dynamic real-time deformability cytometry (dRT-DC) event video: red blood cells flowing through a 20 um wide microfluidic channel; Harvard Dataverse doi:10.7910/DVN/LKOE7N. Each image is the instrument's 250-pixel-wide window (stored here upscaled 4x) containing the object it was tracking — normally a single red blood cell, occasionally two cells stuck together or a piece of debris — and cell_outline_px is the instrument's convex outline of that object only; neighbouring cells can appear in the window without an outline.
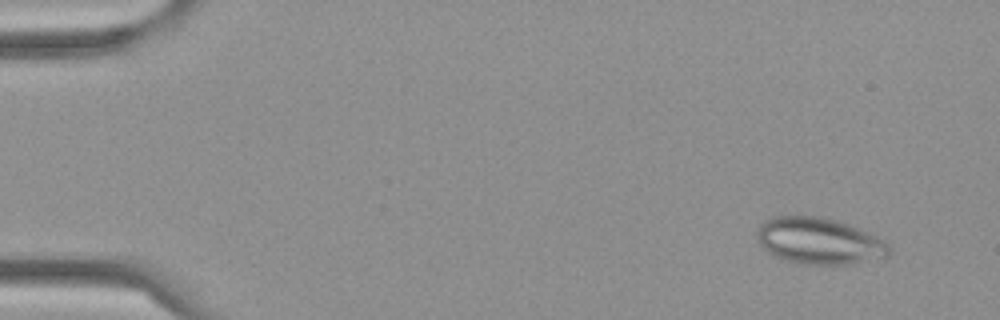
{"species": "Egyptian fruit bat (a non-hibernating species)", "species_latin": "Rousettus aegyptiacus", "temperature_condition": "cold", "stored_images_in_passage": 57, "camera_frame_rate_fps": 3000, "um_per_image_px": 0.085, "frame": {"image": 1, "passage_image": 4, "time_ms": 1.0, "image_size_px": [1000, 320], "cell_outline_px": [[888, 256], [848, 264], [808, 264], [784, 260], [768, 252], [760, 244], [756, 236], [756, 232], [760, 224], [772, 216], [816, 216], [836, 220], [876, 236], [888, 244]], "centroid_in_image_um": [69.56, 20.47], "position_along_channel_um": 15.4, "area_um2": 35.2}}
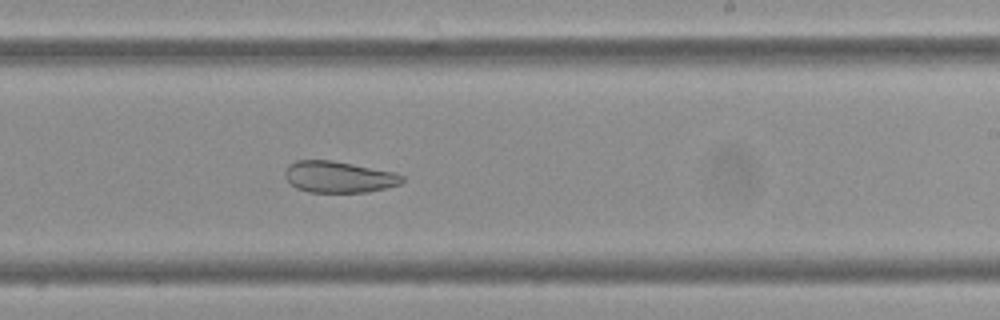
{"frame": {"image": 2, "passage_image": 35, "time_ms": 11.333, "image_size_px": [1000, 320], "cell_outline_px": [[404, 180], [400, 184], [368, 192], [308, 192], [296, 188], [284, 176], [284, 172], [288, 164], [296, 160], [332, 160], [396, 172], [404, 176]], "centroid_in_image_um": [28.79, 15.03], "position_along_channel_um": 260.2, "area_um2": 21.56}}
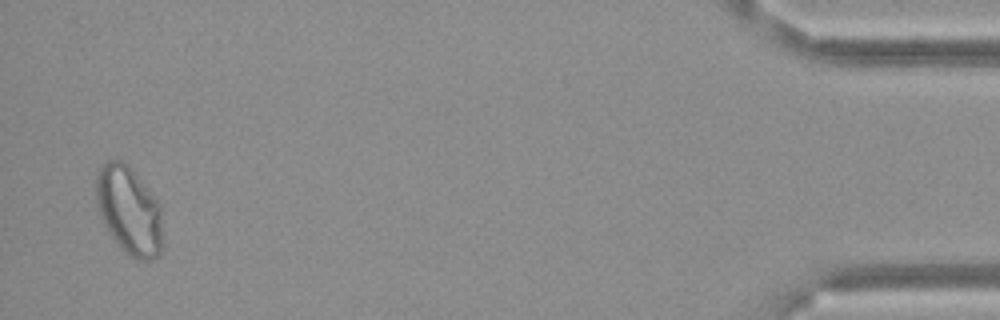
{"frame": {"image": 3, "passage_image": 56, "time_ms": 18.333, "image_size_px": [1000, 320], "cell_outline_px": [[160, 252], [152, 260], [140, 260], [128, 256], [116, 244], [108, 232], [100, 216], [96, 204], [96, 172], [100, 164], [104, 160], [120, 160], [128, 164], [132, 168], [160, 204]], "centroid_in_image_um": [10.91, 17.85], "position_along_channel_um": 424.3, "area_um2": 34.33}}